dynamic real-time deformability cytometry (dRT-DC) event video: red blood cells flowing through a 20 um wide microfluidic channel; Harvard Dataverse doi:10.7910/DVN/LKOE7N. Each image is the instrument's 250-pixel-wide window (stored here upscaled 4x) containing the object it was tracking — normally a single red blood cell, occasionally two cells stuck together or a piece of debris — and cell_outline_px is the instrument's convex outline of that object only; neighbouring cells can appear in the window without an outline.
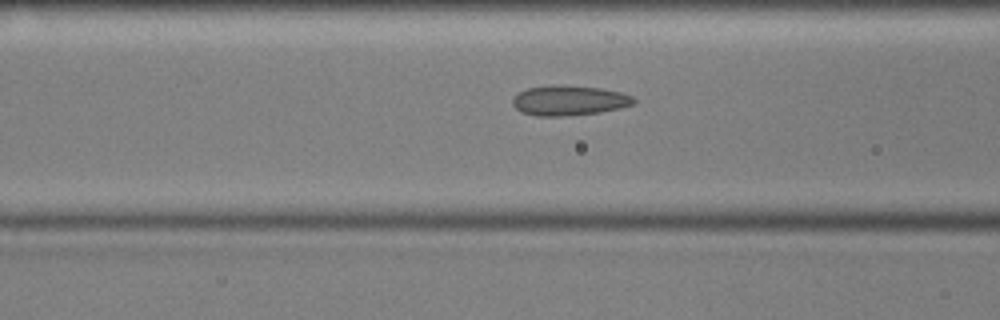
{"species": "common noctule bat (a hibernating species)", "species_latin": "Nyctalus noctula", "temperature_condition": "cold", "stored_images_in_passage": 29, "camera_frame_rate_fps": 3000, "um_per_image_px": 0.085, "animal": {"sex": "male", "body_mass_g": 17.9, "forearm_length_mm": 54.2}, "frame": {"image": 1, "passage_image": 21, "time_ms": 6.667, "image_size_px": [1000, 320], "cell_outline_px": [[636, 100], [632, 104], [620, 108], [600, 112], [568, 116], [536, 116], [520, 112], [512, 104], [512, 100], [520, 92], [528, 88], [552, 84], [560, 84], [600, 88], [620, 92], [632, 96]], "centroid_in_image_um": [48.36, 8.54], "position_along_channel_um": 118.2, "area_um2": 21.27}}
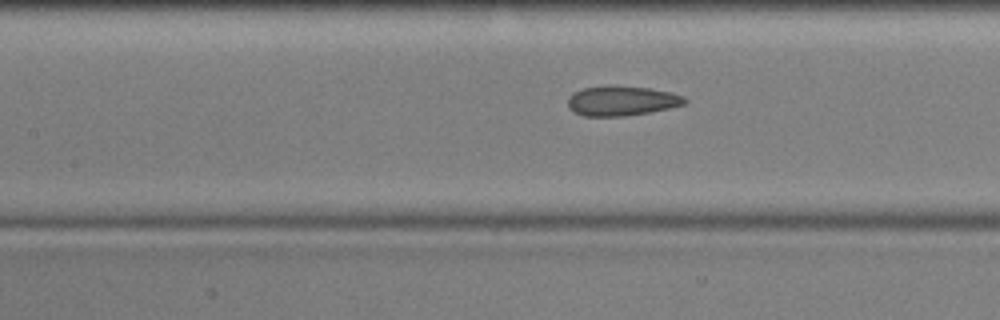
{"frame": {"image": 2, "passage_image": 24, "time_ms": 7.667, "image_size_px": [1000, 320], "cell_outline_px": [[688, 100], [684, 104], [668, 108], [648, 112], [624, 116], [584, 116], [572, 112], [568, 108], [568, 96], [572, 92], [584, 88], [648, 88], [668, 92], [684, 96]], "centroid_in_image_um": [52.8, 8.61], "position_along_channel_um": 154.6, "area_um2": 19.54}}
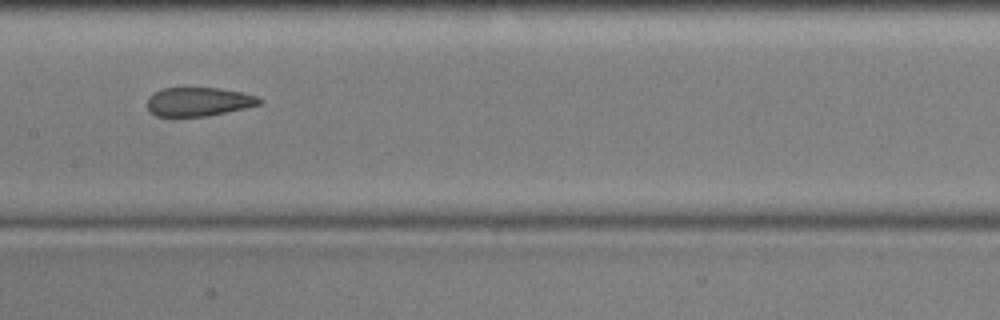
{"frame": {"image": 3, "passage_image": 27, "time_ms": 8.667, "image_size_px": [1000, 320], "cell_outline_px": [[264, 100], [260, 104], [244, 108], [208, 116], [156, 116], [148, 112], [148, 96], [152, 92], [164, 88], [220, 88], [240, 92], [256, 96]], "centroid_in_image_um": [16.84, 8.64], "position_along_channel_um": 190.6, "area_um2": 18.84}}